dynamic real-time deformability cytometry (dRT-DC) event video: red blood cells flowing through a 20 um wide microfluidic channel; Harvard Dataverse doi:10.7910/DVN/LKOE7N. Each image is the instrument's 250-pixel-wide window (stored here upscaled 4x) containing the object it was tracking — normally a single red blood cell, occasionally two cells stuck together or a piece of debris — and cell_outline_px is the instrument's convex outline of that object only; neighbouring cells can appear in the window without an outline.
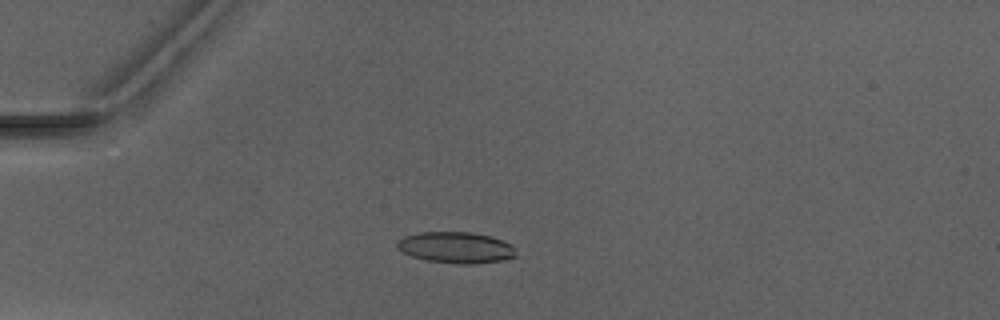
{"species": "Egyptian fruit bat (a non-hibernating species)", "species_latin": "Rousettus aegyptiacus", "temperature_condition": "warm", "stored_images_in_passage": 5, "camera_frame_rate_fps": 3000, "um_per_image_px": 0.085, "animal": {"sex": "male"}, "frame": {"image": 1, "passage_image": 3, "time_ms": 2.333, "image_size_px": [1000, 320], "cell_outline_px": [[516, 256], [504, 260], [472, 264], [460, 264], [428, 260], [412, 256], [404, 252], [396, 244], [396, 240], [404, 236], [420, 232], [468, 232], [488, 236], [512, 244]], "centroid_in_image_um": [38.75, 21.04], "position_along_channel_um": 46.3, "area_um2": 21.33}}